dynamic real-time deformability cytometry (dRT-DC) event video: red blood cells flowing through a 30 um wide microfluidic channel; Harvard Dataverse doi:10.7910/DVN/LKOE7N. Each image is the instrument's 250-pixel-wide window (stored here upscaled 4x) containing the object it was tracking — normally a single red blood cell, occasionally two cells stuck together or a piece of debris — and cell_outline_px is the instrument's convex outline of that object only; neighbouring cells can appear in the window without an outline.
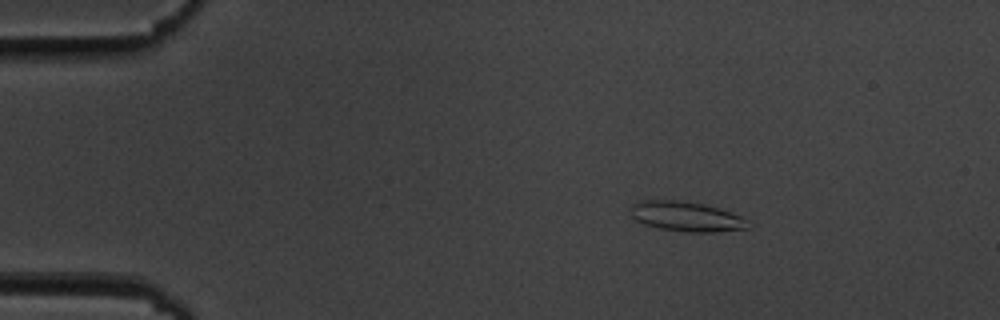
{"species": "common noctule bat (a hibernating species)", "species_latin": "Nyctalus noctula", "temperature_condition": "cold", "stored_images_in_passage": 48, "camera_frame_rate_fps": 3000, "um_per_image_px": 0.085, "animal": {"sex": "male", "body_mass_g": 19.5, "forearm_length_mm": 54.6}, "frame": {"image": 1, "passage_image": 2, "time_ms": 0.333, "image_size_px": [1000, 320], "cell_outline_px": [[752, 228], [716, 232], [684, 232], [660, 228], [644, 224], [636, 220], [632, 216], [632, 204], [640, 200], [676, 200], [704, 204], [740, 216], [752, 224]], "centroid_in_image_um": [58.36, 18.42], "position_along_channel_um": 26.6, "area_um2": 20.35}}
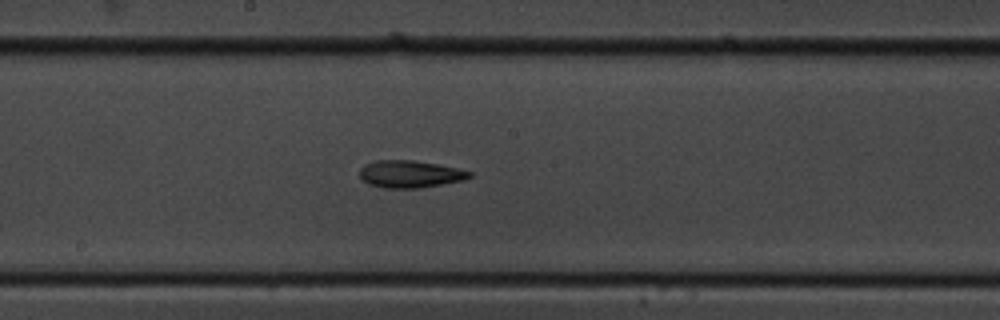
{"frame": {"image": 2, "passage_image": 23, "time_ms": 7.333, "image_size_px": [1000, 320], "cell_outline_px": [[472, 176], [464, 180], [420, 188], [384, 188], [368, 184], [360, 176], [360, 168], [364, 164], [376, 160], [412, 160], [436, 164], [456, 168], [472, 172]], "centroid_in_image_um": [34.83, 14.8], "position_along_channel_um": 213.4, "area_um2": 17.4}}
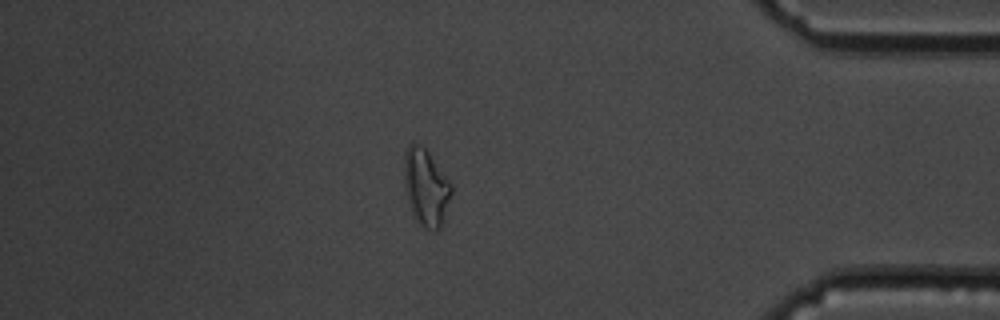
{"frame": {"image": 3, "passage_image": 41, "time_ms": 13.333, "image_size_px": [1000, 320], "cell_outline_px": [[452, 192], [440, 228], [424, 228], [412, 212], [404, 188], [404, 152], [408, 144], [412, 140], [420, 144], [428, 152], [452, 184]], "centroid_in_image_um": [36.18, 15.84], "position_along_channel_um": 399.0, "area_um2": 20.92}, "authors_computed_cell_mechanics": {"area_um2": 18.0914, "velocity_mm_per_s": 3.63, "shape_relaxation_time_tau1_ms": null, "shape_relaxation_time_tau2_ms": 11.0332, "deformation_change_tau1": null, "deformation_change_tau2": 0.2535}}